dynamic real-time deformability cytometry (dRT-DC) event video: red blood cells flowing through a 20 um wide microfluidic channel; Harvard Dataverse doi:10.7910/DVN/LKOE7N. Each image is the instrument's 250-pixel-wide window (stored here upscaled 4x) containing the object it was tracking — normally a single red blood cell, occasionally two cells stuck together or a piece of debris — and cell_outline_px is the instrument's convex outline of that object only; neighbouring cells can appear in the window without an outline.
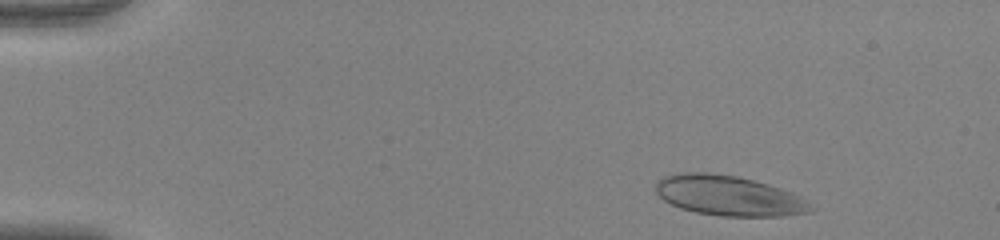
{"species": "human", "species_latin": "Homo sapiens", "temperature_condition": "warm", "stored_images_in_passage": 27, "camera_frame_rate_fps": 3000, "um_per_image_px": 0.085, "donor": {"sex": "female"}, "frame": {"image": 1, "passage_image": 4, "time_ms": 1.0, "image_size_px": [1000, 240], "cell_outline_px": [[816, 208], [812, 212], [780, 216], [720, 216], [696, 212], [680, 208], [664, 200], [656, 192], [656, 180], [664, 176], [680, 172], [704, 172], [736, 176], [768, 184], [792, 192]], "centroid_in_image_um": [61.93, 16.63], "position_along_channel_um": 23.1, "area_um2": 36.13}}
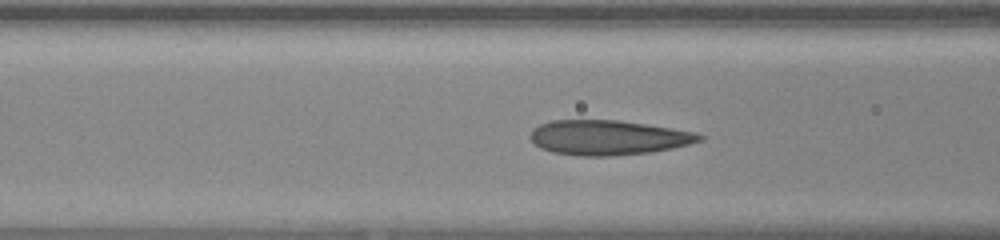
{"frame": {"image": 2, "passage_image": 19, "time_ms": 6.0, "image_size_px": [1000, 240], "cell_outline_px": [[704, 140], [672, 148], [652, 152], [608, 156], [580, 156], [552, 152], [540, 148], [532, 140], [532, 132], [540, 124], [552, 120], [616, 120], [672, 128], [696, 132], [704, 136]], "centroid_in_image_um": [51.73, 11.7], "position_along_channel_um": 114.9, "area_um2": 34.04}}
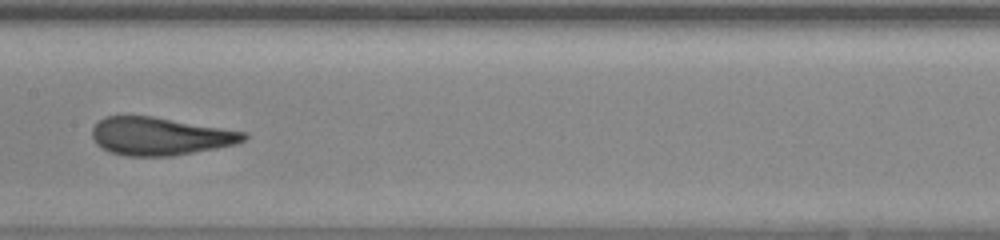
{"frame": {"image": 3, "passage_image": 25, "time_ms": 8.0, "image_size_px": [1000, 240], "cell_outline_px": [[248, 136], [244, 140], [236, 144], [216, 148], [172, 156], [128, 156], [112, 152], [100, 148], [96, 144], [92, 136], [92, 128], [104, 116], [152, 116], [248, 132]], "centroid_in_image_um": [13.6, 11.58], "position_along_channel_um": 193.8, "area_um2": 33.47}}